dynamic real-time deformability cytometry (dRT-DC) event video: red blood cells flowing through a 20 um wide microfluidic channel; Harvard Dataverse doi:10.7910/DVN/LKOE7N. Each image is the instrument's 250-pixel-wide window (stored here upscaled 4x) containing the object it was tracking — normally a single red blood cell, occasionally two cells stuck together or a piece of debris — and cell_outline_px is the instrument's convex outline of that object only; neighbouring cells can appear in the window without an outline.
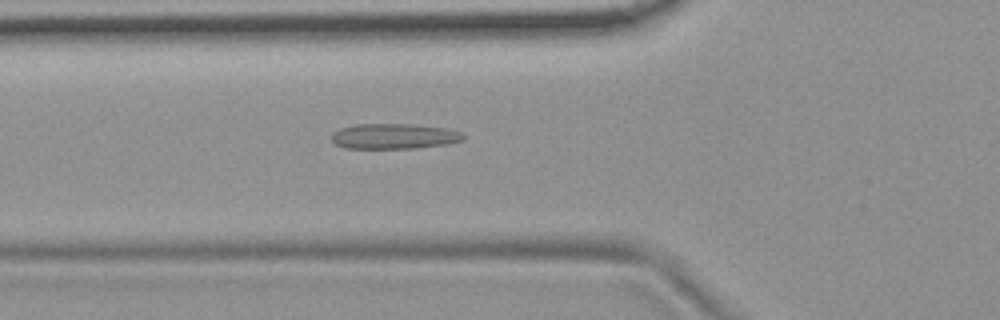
{"species": "common noctule bat (a hibernating species)", "species_latin": "Nyctalus noctula", "temperature_condition": "room temperature", "stored_images_in_passage": 42, "camera_frame_rate_fps": 3000, "um_per_image_px": 0.085, "animal": {"sex": "female", "body_mass_g": 19.9}, "frame": {"image": 1, "passage_image": 7, "time_ms": 2.0, "image_size_px": [1000, 320], "cell_outline_px": [[464, 140], [448, 144], [416, 148], [344, 148], [336, 144], [332, 140], [332, 136], [340, 128], [356, 124], [416, 124], [448, 128], [464, 132]], "centroid_in_image_um": [33.57, 11.57], "position_along_channel_um": 92.2, "area_um2": 19.59}}
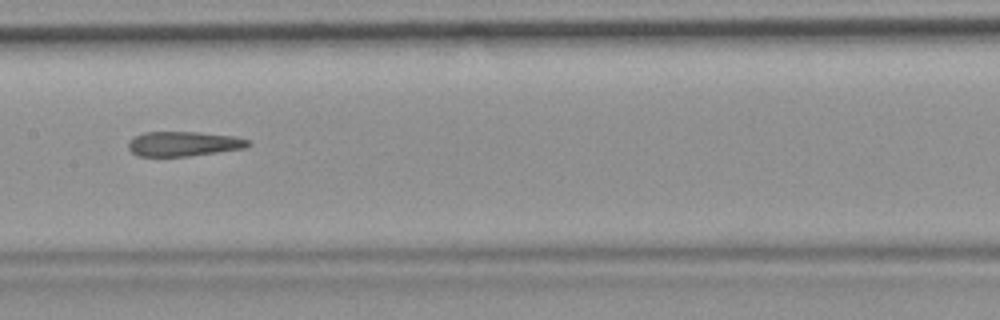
{"frame": {"image": 2, "passage_image": 15, "time_ms": 4.667, "image_size_px": [1000, 320], "cell_outline_px": [[252, 144], [244, 148], [188, 156], [136, 156], [128, 148], [128, 144], [136, 136], [144, 132], [196, 132], [236, 136], [248, 140]], "centroid_in_image_um": [15.61, 12.22], "position_along_channel_um": 191.8, "area_um2": 17.11}}
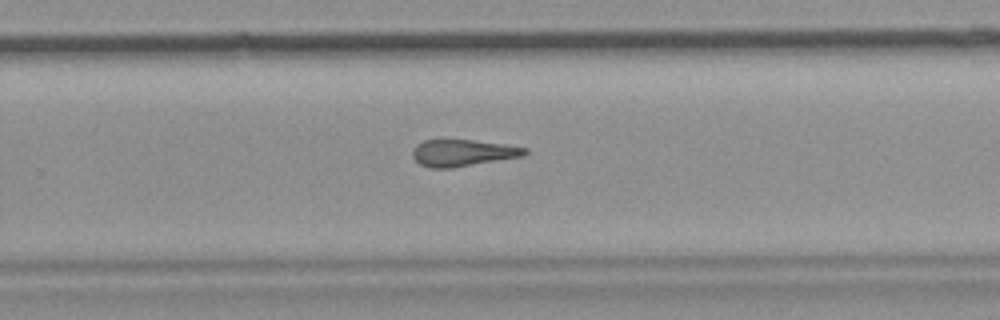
{"frame": {"image": 3, "passage_image": 23, "time_ms": 7.333, "image_size_px": [1000, 320], "cell_outline_px": [[528, 152], [524, 156], [452, 168], [432, 168], [420, 164], [412, 156], [412, 152], [416, 144], [424, 140], [472, 140], [504, 144], [528, 148]], "centroid_in_image_um": [39.35, 12.99], "position_along_channel_um": 290.5, "area_um2": 17.46}, "authors_computed_cell_mechanics": {"area_um2": 17.8313, "velocity_mm_per_s": 3.7255, "shape_relaxation_time_tau1_ms": null, "shape_relaxation_time_tau2_ms": 4.4874, "deformation_change_tau1": null, "deformation_change_tau2": 0.1591}}